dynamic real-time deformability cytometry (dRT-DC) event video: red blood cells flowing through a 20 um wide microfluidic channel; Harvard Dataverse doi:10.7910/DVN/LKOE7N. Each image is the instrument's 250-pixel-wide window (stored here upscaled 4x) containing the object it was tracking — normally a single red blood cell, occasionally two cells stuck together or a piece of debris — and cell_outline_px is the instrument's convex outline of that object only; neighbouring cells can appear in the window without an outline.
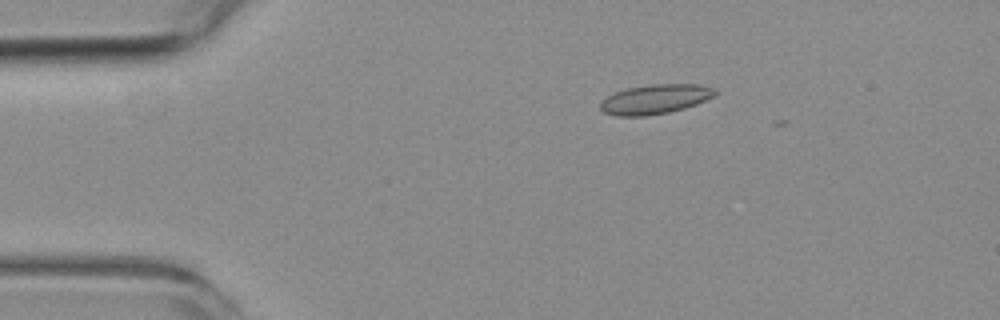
{"species": "common noctule bat (a hibernating species)", "species_latin": "Nyctalus noctula", "temperature_condition": "room temperature", "stored_images_in_passage": 6, "camera_frame_rate_fps": 3000, "um_per_image_px": 0.085, "animal": {"sex": "female", "body_mass_g": 19.3, "forearm_length_mm": 54.1}, "frame": {"image": 1, "passage_image": 2, "time_ms": 1.0, "image_size_px": [1000, 320], "cell_outline_px": [[720, 92], [716, 96], [696, 104], [684, 108], [668, 112], [644, 116], [616, 116], [604, 112], [600, 108], [600, 104], [608, 96], [616, 92], [628, 88], [652, 84], [700, 84], [716, 88]], "centroid_in_image_um": [55.77, 8.42], "position_along_channel_um": 29.2, "area_um2": 19.77}}
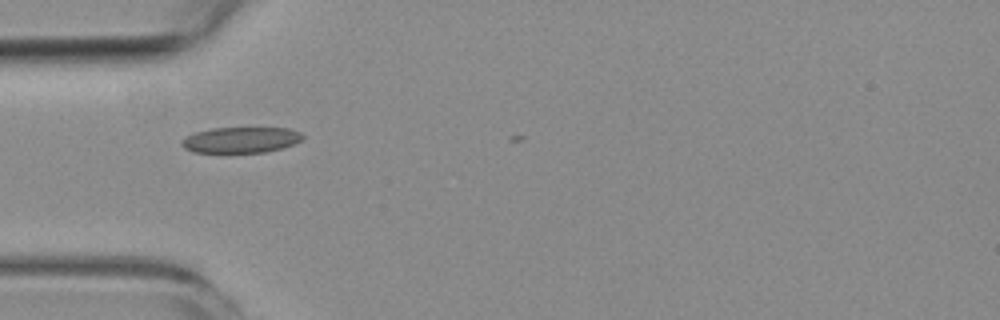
{"frame": {"image": 2, "passage_image": 4, "time_ms": 3.333, "image_size_px": [1000, 320], "cell_outline_px": [[304, 136], [300, 140], [292, 144], [280, 148], [264, 152], [192, 152], [184, 148], [180, 144], [180, 140], [196, 132], [212, 128], [288, 128], [300, 132]], "centroid_in_image_um": [20.43, 11.89], "position_along_channel_um": 64.6, "area_um2": 17.98}}
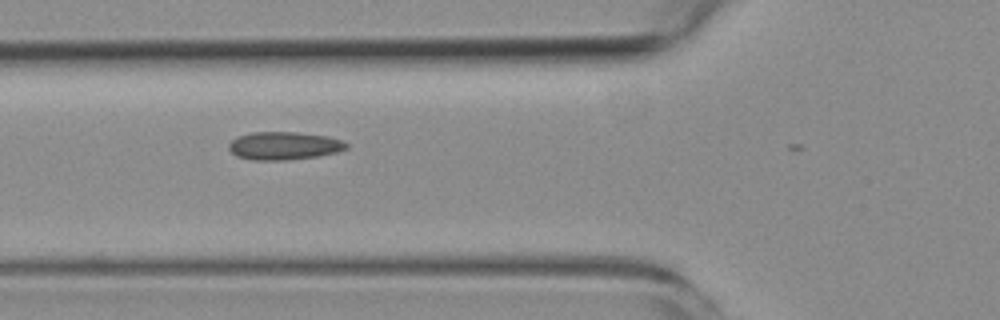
{"frame": {"image": 3, "passage_image": 5, "time_ms": 4.333, "image_size_px": [1000, 320], "cell_outline_px": [[348, 148], [336, 152], [320, 156], [288, 160], [252, 160], [236, 156], [228, 148], [228, 144], [236, 136], [252, 132], [296, 132], [328, 136], [340, 140], [348, 144]], "centroid_in_image_um": [24.12, 12.39], "position_along_channel_um": 101.7, "area_um2": 19.31}}